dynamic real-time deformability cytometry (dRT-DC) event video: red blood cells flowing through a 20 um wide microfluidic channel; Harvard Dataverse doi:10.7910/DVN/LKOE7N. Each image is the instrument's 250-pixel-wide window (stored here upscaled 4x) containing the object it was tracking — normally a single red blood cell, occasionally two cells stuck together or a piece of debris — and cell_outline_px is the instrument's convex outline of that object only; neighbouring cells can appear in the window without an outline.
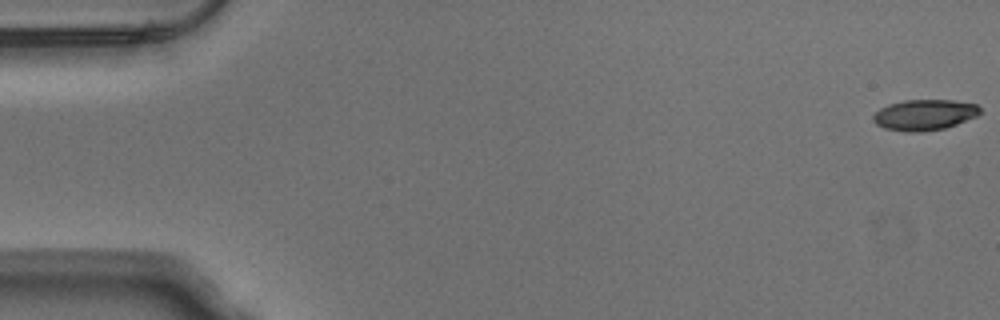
{"species": "Egyptian fruit bat (a non-hibernating species)", "species_latin": "Rousettus aegyptiacus", "temperature_condition": "warm", "stored_images_in_passage": 53, "camera_frame_rate_fps": 3000, "um_per_image_px": 0.085, "animal": {"sex": "male"}, "frame": {"image": 1, "passage_image": 1, "time_ms": 0.0, "image_size_px": [1000, 320], "cell_outline_px": [[980, 112], [976, 116], [956, 124], [944, 128], [920, 132], [904, 132], [884, 128], [876, 124], [872, 120], [872, 116], [880, 108], [888, 104], [904, 100], [952, 100], [976, 104], [980, 108]], "centroid_in_image_um": [78.53, 9.76], "position_along_channel_um": 6.5, "area_um2": 19.13}}
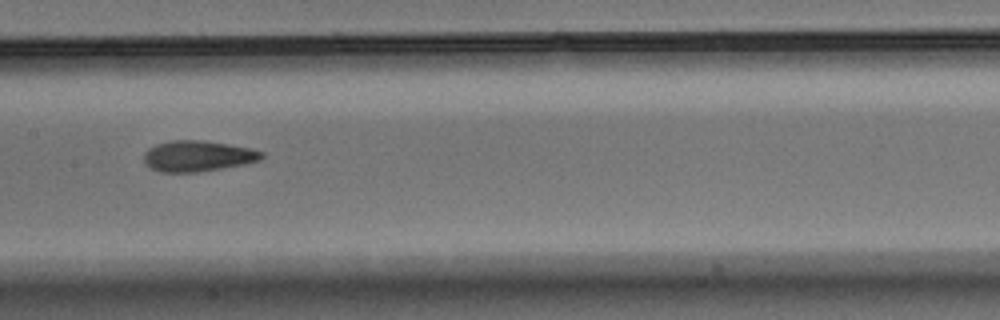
{"frame": {"image": 2, "passage_image": 27, "time_ms": 8.667, "image_size_px": [1000, 320], "cell_outline_px": [[264, 156], [260, 160], [244, 164], [196, 172], [160, 172], [144, 164], [144, 152], [148, 148], [156, 144], [172, 140], [196, 140], [228, 144], [252, 148], [264, 152]], "centroid_in_image_um": [16.8, 13.26], "position_along_channel_um": 190.6, "area_um2": 21.1}}
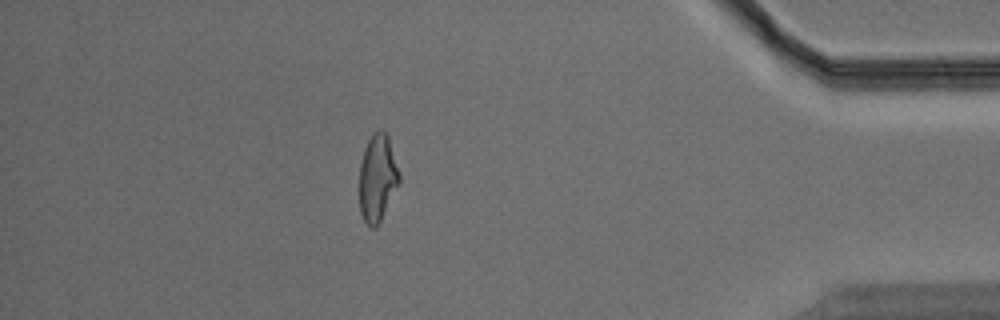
{"frame": {"image": 3, "passage_image": 47, "time_ms": 15.333, "image_size_px": [1000, 320], "cell_outline_px": [[400, 184], [376, 228], [372, 228], [364, 220], [360, 212], [360, 164], [364, 148], [372, 132], [380, 128], [388, 136], [400, 176]], "centroid_in_image_um": [32.09, 15.11], "position_along_channel_um": 403.1, "area_um2": 20.23}, "authors_computed_cell_mechanics": {"area_um2": 20.519, "velocity_mm_per_s": 3.8301, "shape_relaxation_time_tau1_ms": 11.0943, "shape_relaxation_time_tau2_ms": 2.5147, "deformation_change_tau1": 0.2809, "deformation_change_tau2": 0.1079}}